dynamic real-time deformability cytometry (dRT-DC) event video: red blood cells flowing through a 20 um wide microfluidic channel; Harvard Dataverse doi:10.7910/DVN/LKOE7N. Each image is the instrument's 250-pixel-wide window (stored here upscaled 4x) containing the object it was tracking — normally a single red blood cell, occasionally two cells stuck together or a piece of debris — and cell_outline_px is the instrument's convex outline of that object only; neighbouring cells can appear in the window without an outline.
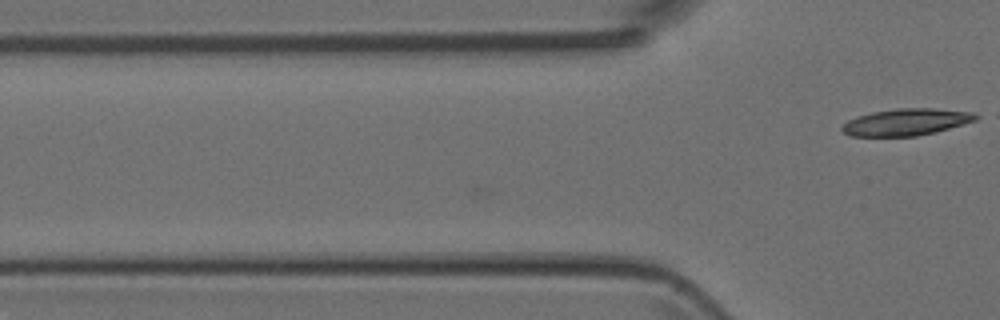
{"species": "Egyptian fruit bat (a non-hibernating species)", "species_latin": "Rousettus aegyptiacus", "temperature_condition": "room temperature", "stored_images_in_passage": 13, "camera_frame_rate_fps": 3000, "um_per_image_px": 0.085, "animal": {"sex": "female"}, "frame": {"image": 1, "passage_image": 13, "time_ms": 4.0, "image_size_px": [1000, 320], "cell_outline_px": [[984, 116], [976, 120], [936, 132], [916, 136], [852, 136], [844, 132], [840, 128], [848, 120], [856, 116], [872, 112], [896, 108], [932, 108], [976, 112]], "centroid_in_image_um": [77.09, 10.36], "position_along_channel_um": 48.7, "area_um2": 21.1}}